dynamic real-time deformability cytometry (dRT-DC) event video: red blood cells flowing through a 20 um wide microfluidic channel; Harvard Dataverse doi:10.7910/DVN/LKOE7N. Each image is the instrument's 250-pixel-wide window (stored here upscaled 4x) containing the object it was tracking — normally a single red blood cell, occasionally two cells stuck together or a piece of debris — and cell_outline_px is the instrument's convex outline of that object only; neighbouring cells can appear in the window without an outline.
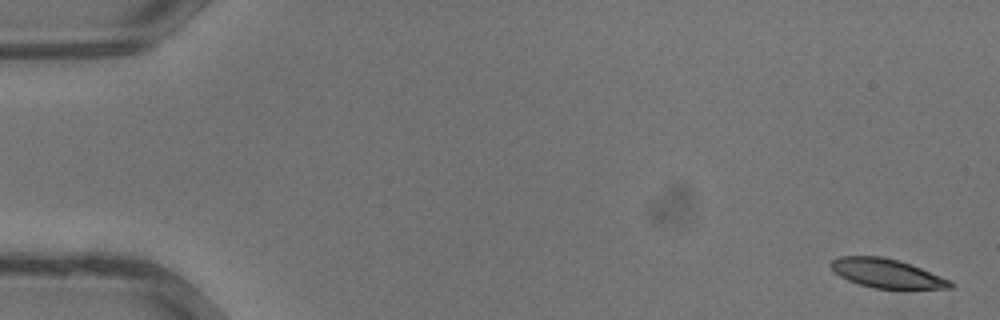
{"species": "common noctule bat (a hibernating species)", "species_latin": "Nyctalus noctula", "temperature_condition": "warm", "stored_images_in_passage": 35, "camera_frame_rate_fps": 3000, "um_per_image_px": 0.085, "animal": {"sex": "male", "body_mass_g": 13.3}, "frame": {"image": 1, "passage_image": 1, "time_ms": 0.0, "image_size_px": [1000, 320], "cell_outline_px": [[956, 284], [952, 288], [872, 288], [848, 280], [840, 276], [828, 264], [832, 260], [840, 256], [880, 256], [900, 260], [952, 280]], "centroid_in_image_um": [75.4, 23.22], "position_along_channel_um": 9.6, "area_um2": 20.11}}
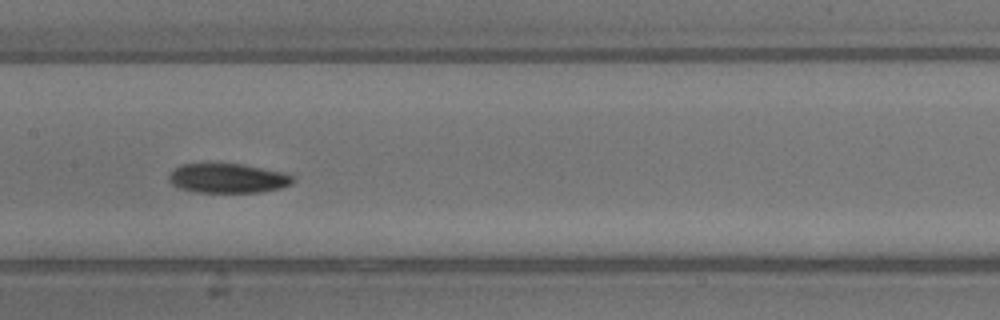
{"frame": {"image": 2, "passage_image": 18, "time_ms": 5.667, "image_size_px": [1000, 320], "cell_outline_px": [[296, 180], [292, 184], [280, 188], [260, 192], [196, 192], [180, 188], [172, 184], [168, 180], [168, 176], [176, 168], [184, 164], [240, 164], [288, 172]], "centroid_in_image_um": [19.43, 15.15], "position_along_channel_um": 188.0, "area_um2": 21.27}}
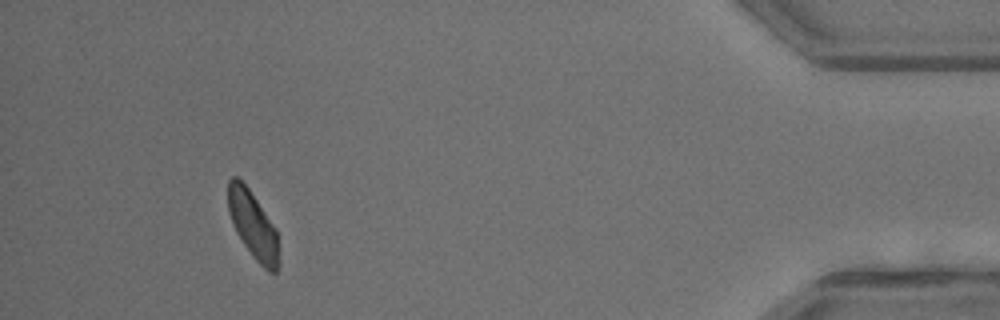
{"frame": {"image": 3, "passage_image": 33, "time_ms": 10.667, "image_size_px": [1000, 320], "cell_outline_px": [[280, 264], [276, 272], [268, 272], [256, 260], [244, 244], [236, 232], [228, 212], [228, 180], [232, 176], [236, 176], [248, 188], [276, 228]], "centroid_in_image_um": [21.51, 19.15], "position_along_channel_um": 413.7, "area_um2": 19.77}}